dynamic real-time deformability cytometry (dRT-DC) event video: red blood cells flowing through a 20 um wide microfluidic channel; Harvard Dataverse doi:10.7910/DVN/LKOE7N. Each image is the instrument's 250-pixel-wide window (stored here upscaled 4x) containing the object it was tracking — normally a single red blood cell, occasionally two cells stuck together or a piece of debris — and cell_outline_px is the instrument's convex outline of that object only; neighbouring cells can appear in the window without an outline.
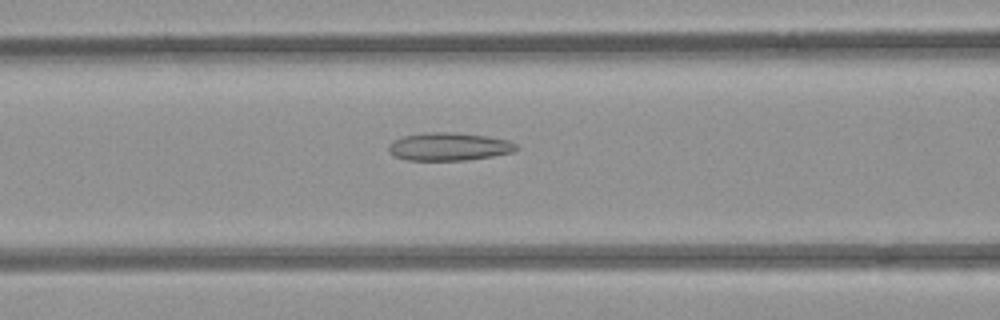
{"species": "common noctule bat (a hibernating species)", "species_latin": "Nyctalus noctula", "temperature_condition": "room temperature", "stored_images_in_passage": 48, "camera_frame_rate_fps": 3000, "um_per_image_px": 0.085, "animal": {"sex": "female", "body_mass_g": 21.9}, "frame": {"image": 1, "passage_image": 17, "time_ms": 5.333, "image_size_px": [1000, 320], "cell_outline_px": [[520, 148], [512, 152], [492, 156], [464, 160], [408, 160], [396, 156], [388, 152], [388, 148], [396, 140], [404, 136], [424, 132], [456, 132], [488, 136], [508, 140], [516, 144]], "centroid_in_image_um": [38.2, 12.45], "position_along_channel_um": 128.4, "area_um2": 20.69}}
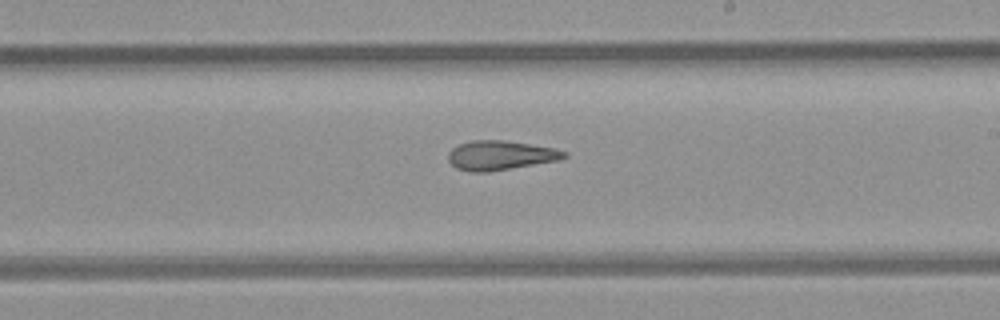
{"frame": {"image": 2, "passage_image": 26, "time_ms": 8.333, "image_size_px": [1000, 320], "cell_outline_px": [[568, 156], [556, 160], [488, 172], [472, 172], [456, 168], [448, 160], [448, 152], [452, 148], [460, 144], [472, 140], [504, 140], [552, 148], [568, 152]], "centroid_in_image_um": [42.48, 13.2], "position_along_channel_um": 246.5, "area_um2": 19.54}}
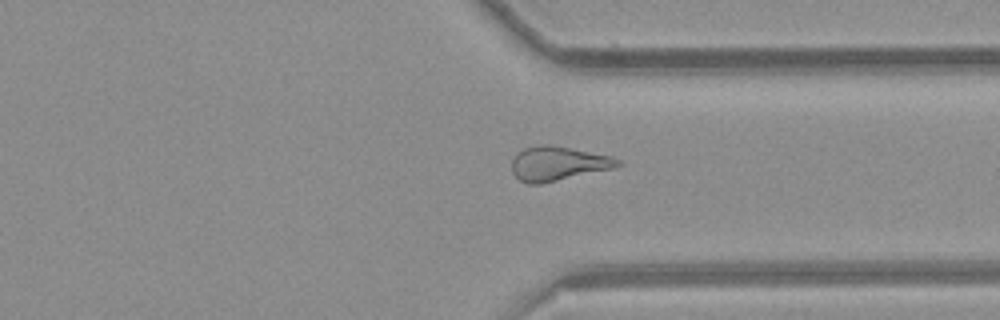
{"frame": {"image": 3, "passage_image": 35, "time_ms": 11.333, "image_size_px": [1000, 320], "cell_outline_px": [[624, 164], [612, 168], [540, 184], [528, 184], [520, 180], [512, 172], [512, 160], [524, 148], [544, 144], [552, 144], [612, 156], [620, 160]], "centroid_in_image_um": [47.44, 13.89], "position_along_channel_um": 364.0, "area_um2": 20.98}, "authors_computed_cell_mechanics": {"area_um2": 21.675, "velocity_mm_per_s": 3.9296, "shape_relaxation_time_tau1_ms": null, "shape_relaxation_time_tau2_ms": 4.7131, "deformation_change_tau1": null, "deformation_change_tau2": 0.1664}}